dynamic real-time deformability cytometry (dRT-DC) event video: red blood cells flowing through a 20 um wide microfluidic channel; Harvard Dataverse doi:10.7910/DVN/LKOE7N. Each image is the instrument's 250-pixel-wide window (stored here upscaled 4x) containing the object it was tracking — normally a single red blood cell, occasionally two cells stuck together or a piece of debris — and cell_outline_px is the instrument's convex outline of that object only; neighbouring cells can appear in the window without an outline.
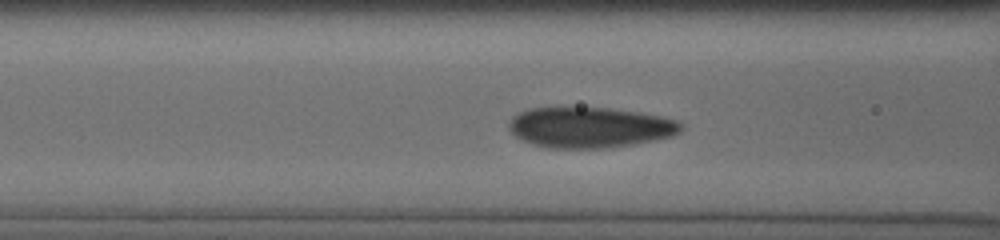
{"species": "human", "species_latin": "Homo sapiens", "temperature_condition": "cold", "stored_images_in_passage": 39, "camera_frame_rate_fps": 3000, "um_per_image_px": 0.085, "donor": {"sex": "male"}, "frame": {"image": 1, "passage_image": 16, "time_ms": 4.0, "image_size_px": [1000, 240], "cell_outline_px": [[684, 128], [680, 132], [672, 136], [632, 144], [604, 148], [548, 148], [532, 144], [516, 136], [508, 128], [508, 124], [512, 116], [520, 112], [532, 108], [608, 108], [640, 112], [660, 116], [676, 120], [684, 124]], "centroid_in_image_um": [50.15, 10.83], "position_along_channel_um": 116.4, "area_um2": 40.58}}
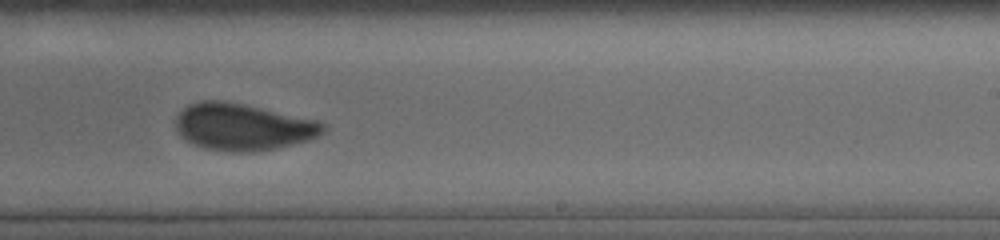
{"frame": {"image": 2, "passage_image": 29, "time_ms": 8.0, "image_size_px": [1000, 240], "cell_outline_px": [[328, 128], [320, 136], [308, 140], [276, 148], [252, 152], [228, 152], [204, 148], [184, 140], [176, 132], [176, 116], [188, 104], [200, 100], [220, 100], [244, 104], [316, 120], [324, 124]], "centroid_in_image_um": [20.62, 10.79], "position_along_channel_um": 268.4, "area_um2": 40.46}}
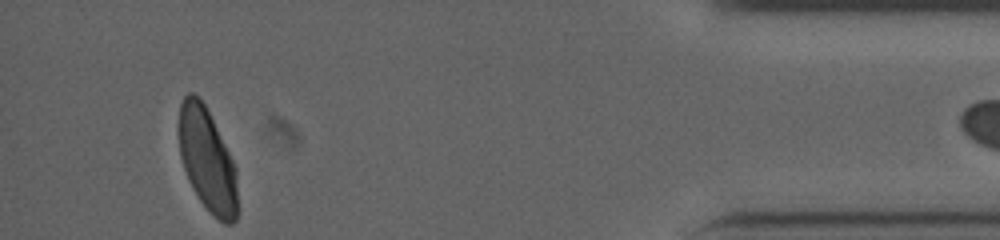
{"frame": {"image": 3, "passage_image": 38, "time_ms": 13.333, "image_size_px": [1000, 240], "cell_outline_px": [[236, 220], [232, 224], [224, 224], [200, 200], [192, 188], [188, 180], [180, 156], [180, 104], [184, 96], [188, 92], [192, 92], [204, 104], [236, 168]], "centroid_in_image_um": [17.6, 13.61], "position_along_channel_um": 417.6, "area_um2": 34.16}}